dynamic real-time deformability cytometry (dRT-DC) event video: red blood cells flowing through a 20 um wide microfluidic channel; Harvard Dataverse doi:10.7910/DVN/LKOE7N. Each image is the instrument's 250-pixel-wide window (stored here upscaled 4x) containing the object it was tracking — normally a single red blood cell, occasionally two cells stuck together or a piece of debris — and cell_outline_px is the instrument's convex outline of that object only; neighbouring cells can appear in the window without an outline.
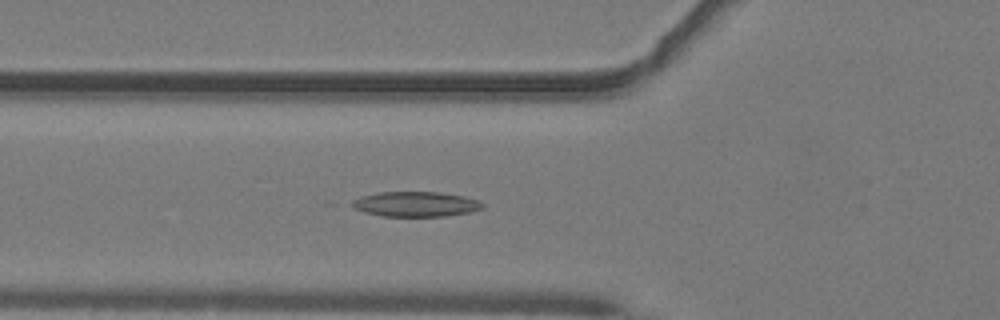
{"species": "common noctule bat (a hibernating species)", "species_latin": "Nyctalus noctula", "temperature_condition": "warm", "stored_images_in_passage": 37, "camera_frame_rate_fps": 3000, "um_per_image_px": 0.085, "animal": {"sex": "male", "body_mass_g": 19.2, "forearm_length_mm": 51.8}, "frame": {"image": 1, "passage_image": 9, "time_ms": 2.667, "image_size_px": [1000, 320], "cell_outline_px": [[484, 208], [468, 212], [444, 216], [384, 216], [364, 212], [348, 204], [352, 200], [360, 196], [380, 192], [440, 192], [464, 196], [480, 200], [484, 204]], "centroid_in_image_um": [35.33, 17.34], "position_along_channel_um": 90.5, "area_um2": 19.07}}
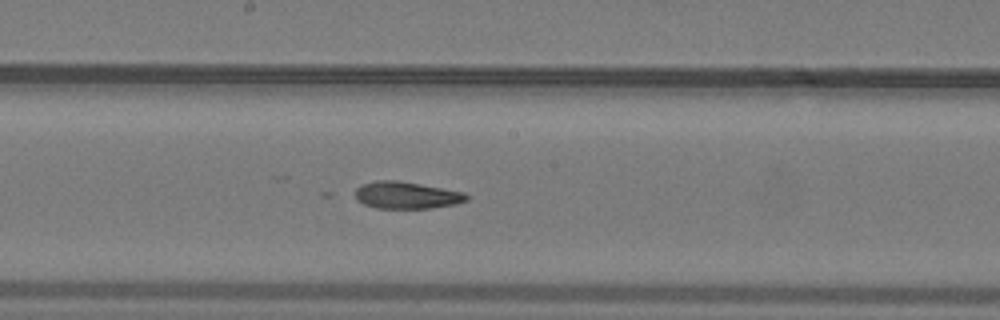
{"frame": {"image": 2, "passage_image": 18, "time_ms": 5.667, "image_size_px": [1000, 320], "cell_outline_px": [[468, 200], [456, 204], [428, 208], [376, 208], [364, 204], [356, 200], [356, 188], [360, 184], [376, 180], [396, 180], [420, 184], [464, 192], [468, 196]], "centroid_in_image_um": [34.53, 16.59], "position_along_channel_um": 213.7, "area_um2": 17.51}}
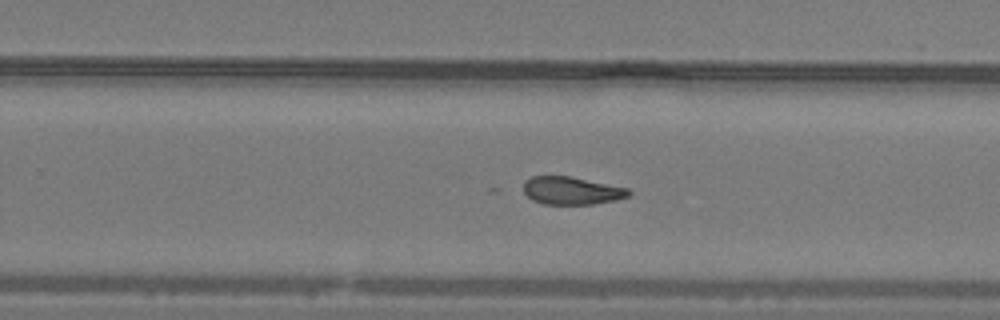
{"frame": {"image": 3, "passage_image": 23, "time_ms": 7.333, "image_size_px": [1000, 320], "cell_outline_px": [[632, 192], [628, 196], [616, 200], [592, 204], [544, 204], [532, 200], [524, 192], [524, 180], [532, 176], [572, 176], [628, 188]], "centroid_in_image_um": [48.59, 16.2], "position_along_channel_um": 281.2, "area_um2": 17.11}, "authors_computed_cell_mechanics": {"area_um2": 17.9758, "velocity_mm_per_s": 4.0812, "shape_relaxation_time_tau1_ms": null, "shape_relaxation_time_tau2_ms": 5.4814, "deformation_change_tau1": null, "deformation_change_tau2": 0.1483}}